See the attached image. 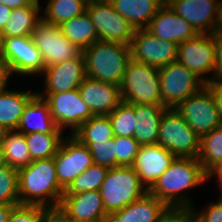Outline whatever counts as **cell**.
<instances>
[{
	"instance_id": "6da1fadb",
	"label": "cell",
	"mask_w": 222,
	"mask_h": 222,
	"mask_svg": "<svg viewBox=\"0 0 222 222\" xmlns=\"http://www.w3.org/2000/svg\"><path fill=\"white\" fill-rule=\"evenodd\" d=\"M206 179L207 173L198 158L177 157L148 192L161 200L169 209L192 210L191 202L182 194L187 189L202 184Z\"/></svg>"
},
{
	"instance_id": "7a4b0ae2",
	"label": "cell",
	"mask_w": 222,
	"mask_h": 222,
	"mask_svg": "<svg viewBox=\"0 0 222 222\" xmlns=\"http://www.w3.org/2000/svg\"><path fill=\"white\" fill-rule=\"evenodd\" d=\"M18 193L21 205H41L57 210L64 190L58 183L54 157L35 160L18 169Z\"/></svg>"
},
{
	"instance_id": "3957f363",
	"label": "cell",
	"mask_w": 222,
	"mask_h": 222,
	"mask_svg": "<svg viewBox=\"0 0 222 222\" xmlns=\"http://www.w3.org/2000/svg\"><path fill=\"white\" fill-rule=\"evenodd\" d=\"M82 54L86 76L121 86L127 63L131 60L129 45L99 40Z\"/></svg>"
},
{
	"instance_id": "277c9868",
	"label": "cell",
	"mask_w": 222,
	"mask_h": 222,
	"mask_svg": "<svg viewBox=\"0 0 222 222\" xmlns=\"http://www.w3.org/2000/svg\"><path fill=\"white\" fill-rule=\"evenodd\" d=\"M99 191L108 215L121 210L148 192L131 166L110 168Z\"/></svg>"
},
{
	"instance_id": "5b68a950",
	"label": "cell",
	"mask_w": 222,
	"mask_h": 222,
	"mask_svg": "<svg viewBox=\"0 0 222 222\" xmlns=\"http://www.w3.org/2000/svg\"><path fill=\"white\" fill-rule=\"evenodd\" d=\"M123 102L162 105L159 68L132 59L120 86Z\"/></svg>"
},
{
	"instance_id": "8992f818",
	"label": "cell",
	"mask_w": 222,
	"mask_h": 222,
	"mask_svg": "<svg viewBox=\"0 0 222 222\" xmlns=\"http://www.w3.org/2000/svg\"><path fill=\"white\" fill-rule=\"evenodd\" d=\"M157 144L176 157L198 158L200 136L190 128L174 108H167L160 120Z\"/></svg>"
},
{
	"instance_id": "52a82bcc",
	"label": "cell",
	"mask_w": 222,
	"mask_h": 222,
	"mask_svg": "<svg viewBox=\"0 0 222 222\" xmlns=\"http://www.w3.org/2000/svg\"><path fill=\"white\" fill-rule=\"evenodd\" d=\"M174 110L200 137L222 126L214 96L206 85L180 102Z\"/></svg>"
},
{
	"instance_id": "ba28073f",
	"label": "cell",
	"mask_w": 222,
	"mask_h": 222,
	"mask_svg": "<svg viewBox=\"0 0 222 222\" xmlns=\"http://www.w3.org/2000/svg\"><path fill=\"white\" fill-rule=\"evenodd\" d=\"M86 12L91 18L100 41L130 46L135 28L114 10L109 0H89Z\"/></svg>"
},
{
	"instance_id": "9c48e42d",
	"label": "cell",
	"mask_w": 222,
	"mask_h": 222,
	"mask_svg": "<svg viewBox=\"0 0 222 222\" xmlns=\"http://www.w3.org/2000/svg\"><path fill=\"white\" fill-rule=\"evenodd\" d=\"M162 105L175 108L205 83L177 60L159 68Z\"/></svg>"
},
{
	"instance_id": "30bf717a",
	"label": "cell",
	"mask_w": 222,
	"mask_h": 222,
	"mask_svg": "<svg viewBox=\"0 0 222 222\" xmlns=\"http://www.w3.org/2000/svg\"><path fill=\"white\" fill-rule=\"evenodd\" d=\"M31 37L45 67L78 58L82 54V50L62 34L59 26L43 18L36 24Z\"/></svg>"
},
{
	"instance_id": "8fae6325",
	"label": "cell",
	"mask_w": 222,
	"mask_h": 222,
	"mask_svg": "<svg viewBox=\"0 0 222 222\" xmlns=\"http://www.w3.org/2000/svg\"><path fill=\"white\" fill-rule=\"evenodd\" d=\"M49 106L51 116L56 126L63 128H72L73 134L85 121H88L94 115L88 105L82 100L78 89L60 92V93H37Z\"/></svg>"
},
{
	"instance_id": "7c38bea8",
	"label": "cell",
	"mask_w": 222,
	"mask_h": 222,
	"mask_svg": "<svg viewBox=\"0 0 222 222\" xmlns=\"http://www.w3.org/2000/svg\"><path fill=\"white\" fill-rule=\"evenodd\" d=\"M71 136V137H70ZM63 138L54 156L56 176L65 191L72 181L93 164L91 152L72 134Z\"/></svg>"
},
{
	"instance_id": "4fadbf2b",
	"label": "cell",
	"mask_w": 222,
	"mask_h": 222,
	"mask_svg": "<svg viewBox=\"0 0 222 222\" xmlns=\"http://www.w3.org/2000/svg\"><path fill=\"white\" fill-rule=\"evenodd\" d=\"M131 59L157 68L177 60L178 45L163 41L145 29H135L130 44Z\"/></svg>"
},
{
	"instance_id": "5bb4252c",
	"label": "cell",
	"mask_w": 222,
	"mask_h": 222,
	"mask_svg": "<svg viewBox=\"0 0 222 222\" xmlns=\"http://www.w3.org/2000/svg\"><path fill=\"white\" fill-rule=\"evenodd\" d=\"M0 59L19 75L39 74L45 69L41 53L31 36L3 38Z\"/></svg>"
},
{
	"instance_id": "9a60e30c",
	"label": "cell",
	"mask_w": 222,
	"mask_h": 222,
	"mask_svg": "<svg viewBox=\"0 0 222 222\" xmlns=\"http://www.w3.org/2000/svg\"><path fill=\"white\" fill-rule=\"evenodd\" d=\"M177 61L207 84L208 79L201 75L214 72L215 69L216 48L212 34L198 33L194 38L179 44Z\"/></svg>"
},
{
	"instance_id": "2e32d148",
	"label": "cell",
	"mask_w": 222,
	"mask_h": 222,
	"mask_svg": "<svg viewBox=\"0 0 222 222\" xmlns=\"http://www.w3.org/2000/svg\"><path fill=\"white\" fill-rule=\"evenodd\" d=\"M222 1L170 0L168 6L186 19L199 34H212L216 30Z\"/></svg>"
},
{
	"instance_id": "e0dca14e",
	"label": "cell",
	"mask_w": 222,
	"mask_h": 222,
	"mask_svg": "<svg viewBox=\"0 0 222 222\" xmlns=\"http://www.w3.org/2000/svg\"><path fill=\"white\" fill-rule=\"evenodd\" d=\"M64 219L107 221L108 214L99 190L79 194H63L56 210Z\"/></svg>"
},
{
	"instance_id": "ac0fdd59",
	"label": "cell",
	"mask_w": 222,
	"mask_h": 222,
	"mask_svg": "<svg viewBox=\"0 0 222 222\" xmlns=\"http://www.w3.org/2000/svg\"><path fill=\"white\" fill-rule=\"evenodd\" d=\"M94 116L109 115L122 102L120 86L86 76L78 88Z\"/></svg>"
},
{
	"instance_id": "d6986e66",
	"label": "cell",
	"mask_w": 222,
	"mask_h": 222,
	"mask_svg": "<svg viewBox=\"0 0 222 222\" xmlns=\"http://www.w3.org/2000/svg\"><path fill=\"white\" fill-rule=\"evenodd\" d=\"M177 157L159 144L141 145L131 166L147 190L166 171Z\"/></svg>"
},
{
	"instance_id": "ffe728a7",
	"label": "cell",
	"mask_w": 222,
	"mask_h": 222,
	"mask_svg": "<svg viewBox=\"0 0 222 222\" xmlns=\"http://www.w3.org/2000/svg\"><path fill=\"white\" fill-rule=\"evenodd\" d=\"M45 93H60L78 89L86 77L83 54L45 67Z\"/></svg>"
},
{
	"instance_id": "44dd1931",
	"label": "cell",
	"mask_w": 222,
	"mask_h": 222,
	"mask_svg": "<svg viewBox=\"0 0 222 222\" xmlns=\"http://www.w3.org/2000/svg\"><path fill=\"white\" fill-rule=\"evenodd\" d=\"M146 29L157 38L177 45L198 34L186 19L176 14L168 5L160 7Z\"/></svg>"
},
{
	"instance_id": "7402d4cb",
	"label": "cell",
	"mask_w": 222,
	"mask_h": 222,
	"mask_svg": "<svg viewBox=\"0 0 222 222\" xmlns=\"http://www.w3.org/2000/svg\"><path fill=\"white\" fill-rule=\"evenodd\" d=\"M169 210L149 192L108 216L107 222H158Z\"/></svg>"
},
{
	"instance_id": "603a6c76",
	"label": "cell",
	"mask_w": 222,
	"mask_h": 222,
	"mask_svg": "<svg viewBox=\"0 0 222 222\" xmlns=\"http://www.w3.org/2000/svg\"><path fill=\"white\" fill-rule=\"evenodd\" d=\"M16 131L30 133H62L49 110L48 103L36 94L26 105Z\"/></svg>"
},
{
	"instance_id": "cb8c5ba5",
	"label": "cell",
	"mask_w": 222,
	"mask_h": 222,
	"mask_svg": "<svg viewBox=\"0 0 222 222\" xmlns=\"http://www.w3.org/2000/svg\"><path fill=\"white\" fill-rule=\"evenodd\" d=\"M167 108L163 105L135 104L134 113L137 125L133 138L140 145L157 144L160 128V120Z\"/></svg>"
},
{
	"instance_id": "d4e9b609",
	"label": "cell",
	"mask_w": 222,
	"mask_h": 222,
	"mask_svg": "<svg viewBox=\"0 0 222 222\" xmlns=\"http://www.w3.org/2000/svg\"><path fill=\"white\" fill-rule=\"evenodd\" d=\"M115 11L135 29H145L161 5L155 0H109Z\"/></svg>"
},
{
	"instance_id": "484cf974",
	"label": "cell",
	"mask_w": 222,
	"mask_h": 222,
	"mask_svg": "<svg viewBox=\"0 0 222 222\" xmlns=\"http://www.w3.org/2000/svg\"><path fill=\"white\" fill-rule=\"evenodd\" d=\"M39 0L30 5L12 9L10 19L1 31L3 38L31 36L36 24L41 20Z\"/></svg>"
},
{
	"instance_id": "4316f807",
	"label": "cell",
	"mask_w": 222,
	"mask_h": 222,
	"mask_svg": "<svg viewBox=\"0 0 222 222\" xmlns=\"http://www.w3.org/2000/svg\"><path fill=\"white\" fill-rule=\"evenodd\" d=\"M36 94L28 91L0 92V125L17 130L26 105Z\"/></svg>"
},
{
	"instance_id": "83f0119b",
	"label": "cell",
	"mask_w": 222,
	"mask_h": 222,
	"mask_svg": "<svg viewBox=\"0 0 222 222\" xmlns=\"http://www.w3.org/2000/svg\"><path fill=\"white\" fill-rule=\"evenodd\" d=\"M62 34L82 51L99 41L96 29L87 12L59 25Z\"/></svg>"
},
{
	"instance_id": "f1b7e54d",
	"label": "cell",
	"mask_w": 222,
	"mask_h": 222,
	"mask_svg": "<svg viewBox=\"0 0 222 222\" xmlns=\"http://www.w3.org/2000/svg\"><path fill=\"white\" fill-rule=\"evenodd\" d=\"M81 143H101L113 139L114 131L108 115L93 116L73 134Z\"/></svg>"
},
{
	"instance_id": "f546056e",
	"label": "cell",
	"mask_w": 222,
	"mask_h": 222,
	"mask_svg": "<svg viewBox=\"0 0 222 222\" xmlns=\"http://www.w3.org/2000/svg\"><path fill=\"white\" fill-rule=\"evenodd\" d=\"M89 0H49L42 18L57 26L87 10Z\"/></svg>"
},
{
	"instance_id": "4dcf8cb0",
	"label": "cell",
	"mask_w": 222,
	"mask_h": 222,
	"mask_svg": "<svg viewBox=\"0 0 222 222\" xmlns=\"http://www.w3.org/2000/svg\"><path fill=\"white\" fill-rule=\"evenodd\" d=\"M2 149L7 165L14 169L26 167L32 162L25 135L19 131L7 132Z\"/></svg>"
},
{
	"instance_id": "1f68e13d",
	"label": "cell",
	"mask_w": 222,
	"mask_h": 222,
	"mask_svg": "<svg viewBox=\"0 0 222 222\" xmlns=\"http://www.w3.org/2000/svg\"><path fill=\"white\" fill-rule=\"evenodd\" d=\"M24 135L32 161L54 157L63 140L62 133L38 132Z\"/></svg>"
},
{
	"instance_id": "d6a6232c",
	"label": "cell",
	"mask_w": 222,
	"mask_h": 222,
	"mask_svg": "<svg viewBox=\"0 0 222 222\" xmlns=\"http://www.w3.org/2000/svg\"><path fill=\"white\" fill-rule=\"evenodd\" d=\"M198 161L206 173L222 161V126L200 137Z\"/></svg>"
},
{
	"instance_id": "836d02e7",
	"label": "cell",
	"mask_w": 222,
	"mask_h": 222,
	"mask_svg": "<svg viewBox=\"0 0 222 222\" xmlns=\"http://www.w3.org/2000/svg\"><path fill=\"white\" fill-rule=\"evenodd\" d=\"M108 170L107 167L93 163L72 181L69 187L64 191V194H79L82 192L100 190Z\"/></svg>"
},
{
	"instance_id": "e575fe53",
	"label": "cell",
	"mask_w": 222,
	"mask_h": 222,
	"mask_svg": "<svg viewBox=\"0 0 222 222\" xmlns=\"http://www.w3.org/2000/svg\"><path fill=\"white\" fill-rule=\"evenodd\" d=\"M108 116L115 136L133 137L137 125L134 103L122 102Z\"/></svg>"
},
{
	"instance_id": "d590c367",
	"label": "cell",
	"mask_w": 222,
	"mask_h": 222,
	"mask_svg": "<svg viewBox=\"0 0 222 222\" xmlns=\"http://www.w3.org/2000/svg\"><path fill=\"white\" fill-rule=\"evenodd\" d=\"M0 205H19L18 170L0 168Z\"/></svg>"
},
{
	"instance_id": "8d00e7d4",
	"label": "cell",
	"mask_w": 222,
	"mask_h": 222,
	"mask_svg": "<svg viewBox=\"0 0 222 222\" xmlns=\"http://www.w3.org/2000/svg\"><path fill=\"white\" fill-rule=\"evenodd\" d=\"M116 167L132 166L140 144L133 137L114 136Z\"/></svg>"
},
{
	"instance_id": "74e56055",
	"label": "cell",
	"mask_w": 222,
	"mask_h": 222,
	"mask_svg": "<svg viewBox=\"0 0 222 222\" xmlns=\"http://www.w3.org/2000/svg\"><path fill=\"white\" fill-rule=\"evenodd\" d=\"M82 144L86 145L91 152L94 164L107 167L108 169L116 167L114 137L106 142Z\"/></svg>"
},
{
	"instance_id": "f35d334b",
	"label": "cell",
	"mask_w": 222,
	"mask_h": 222,
	"mask_svg": "<svg viewBox=\"0 0 222 222\" xmlns=\"http://www.w3.org/2000/svg\"><path fill=\"white\" fill-rule=\"evenodd\" d=\"M48 209L41 205H16L7 222H41Z\"/></svg>"
},
{
	"instance_id": "ab89813d",
	"label": "cell",
	"mask_w": 222,
	"mask_h": 222,
	"mask_svg": "<svg viewBox=\"0 0 222 222\" xmlns=\"http://www.w3.org/2000/svg\"><path fill=\"white\" fill-rule=\"evenodd\" d=\"M217 203H211L208 209L196 213L192 209L194 222H222V195Z\"/></svg>"
},
{
	"instance_id": "60d3db41",
	"label": "cell",
	"mask_w": 222,
	"mask_h": 222,
	"mask_svg": "<svg viewBox=\"0 0 222 222\" xmlns=\"http://www.w3.org/2000/svg\"><path fill=\"white\" fill-rule=\"evenodd\" d=\"M213 41L216 48L215 69L212 78L208 79V83H222V33H212Z\"/></svg>"
},
{
	"instance_id": "b9f144b4",
	"label": "cell",
	"mask_w": 222,
	"mask_h": 222,
	"mask_svg": "<svg viewBox=\"0 0 222 222\" xmlns=\"http://www.w3.org/2000/svg\"><path fill=\"white\" fill-rule=\"evenodd\" d=\"M158 222H194L192 210L169 209Z\"/></svg>"
},
{
	"instance_id": "7bdbcfd3",
	"label": "cell",
	"mask_w": 222,
	"mask_h": 222,
	"mask_svg": "<svg viewBox=\"0 0 222 222\" xmlns=\"http://www.w3.org/2000/svg\"><path fill=\"white\" fill-rule=\"evenodd\" d=\"M205 85L209 88L214 96L219 117L222 122V83H207Z\"/></svg>"
},
{
	"instance_id": "ee69618b",
	"label": "cell",
	"mask_w": 222,
	"mask_h": 222,
	"mask_svg": "<svg viewBox=\"0 0 222 222\" xmlns=\"http://www.w3.org/2000/svg\"><path fill=\"white\" fill-rule=\"evenodd\" d=\"M12 73V69L9 65L6 64L4 60L0 59V92L7 90L6 85Z\"/></svg>"
},
{
	"instance_id": "f6af8a7d",
	"label": "cell",
	"mask_w": 222,
	"mask_h": 222,
	"mask_svg": "<svg viewBox=\"0 0 222 222\" xmlns=\"http://www.w3.org/2000/svg\"><path fill=\"white\" fill-rule=\"evenodd\" d=\"M12 9L0 3V32L4 28L5 24L10 19Z\"/></svg>"
},
{
	"instance_id": "bcb514c9",
	"label": "cell",
	"mask_w": 222,
	"mask_h": 222,
	"mask_svg": "<svg viewBox=\"0 0 222 222\" xmlns=\"http://www.w3.org/2000/svg\"><path fill=\"white\" fill-rule=\"evenodd\" d=\"M217 176L219 187L221 190L222 195V161H219L216 165H214L208 172H207V179L212 177V175Z\"/></svg>"
},
{
	"instance_id": "7dc6e473",
	"label": "cell",
	"mask_w": 222,
	"mask_h": 222,
	"mask_svg": "<svg viewBox=\"0 0 222 222\" xmlns=\"http://www.w3.org/2000/svg\"><path fill=\"white\" fill-rule=\"evenodd\" d=\"M34 0H0V3L6 5L10 9H16L30 5Z\"/></svg>"
},
{
	"instance_id": "c3c4849f",
	"label": "cell",
	"mask_w": 222,
	"mask_h": 222,
	"mask_svg": "<svg viewBox=\"0 0 222 222\" xmlns=\"http://www.w3.org/2000/svg\"><path fill=\"white\" fill-rule=\"evenodd\" d=\"M41 222H66L64 218L56 210H48Z\"/></svg>"
},
{
	"instance_id": "681fc988",
	"label": "cell",
	"mask_w": 222,
	"mask_h": 222,
	"mask_svg": "<svg viewBox=\"0 0 222 222\" xmlns=\"http://www.w3.org/2000/svg\"><path fill=\"white\" fill-rule=\"evenodd\" d=\"M16 205H0V222H7L12 209Z\"/></svg>"
},
{
	"instance_id": "f907efd6",
	"label": "cell",
	"mask_w": 222,
	"mask_h": 222,
	"mask_svg": "<svg viewBox=\"0 0 222 222\" xmlns=\"http://www.w3.org/2000/svg\"><path fill=\"white\" fill-rule=\"evenodd\" d=\"M213 33H222V3H221V6H220V11H219L216 30Z\"/></svg>"
},
{
	"instance_id": "816d5d0a",
	"label": "cell",
	"mask_w": 222,
	"mask_h": 222,
	"mask_svg": "<svg viewBox=\"0 0 222 222\" xmlns=\"http://www.w3.org/2000/svg\"><path fill=\"white\" fill-rule=\"evenodd\" d=\"M8 131L9 130L6 127H4L3 125H0V147H2L5 136Z\"/></svg>"
},
{
	"instance_id": "f5cc1de1",
	"label": "cell",
	"mask_w": 222,
	"mask_h": 222,
	"mask_svg": "<svg viewBox=\"0 0 222 222\" xmlns=\"http://www.w3.org/2000/svg\"><path fill=\"white\" fill-rule=\"evenodd\" d=\"M6 166L8 165L5 160V155H4L2 147H0V168H4Z\"/></svg>"
},
{
	"instance_id": "db71d44e",
	"label": "cell",
	"mask_w": 222,
	"mask_h": 222,
	"mask_svg": "<svg viewBox=\"0 0 222 222\" xmlns=\"http://www.w3.org/2000/svg\"><path fill=\"white\" fill-rule=\"evenodd\" d=\"M66 222H107V221H94V220H77V219H64Z\"/></svg>"
},
{
	"instance_id": "11a10c76",
	"label": "cell",
	"mask_w": 222,
	"mask_h": 222,
	"mask_svg": "<svg viewBox=\"0 0 222 222\" xmlns=\"http://www.w3.org/2000/svg\"><path fill=\"white\" fill-rule=\"evenodd\" d=\"M157 1L161 6L168 5L170 0H155Z\"/></svg>"
},
{
	"instance_id": "9f6ffc18",
	"label": "cell",
	"mask_w": 222,
	"mask_h": 222,
	"mask_svg": "<svg viewBox=\"0 0 222 222\" xmlns=\"http://www.w3.org/2000/svg\"><path fill=\"white\" fill-rule=\"evenodd\" d=\"M2 47H3V37H2V34L0 32V57H1V53H2Z\"/></svg>"
}]
</instances>
